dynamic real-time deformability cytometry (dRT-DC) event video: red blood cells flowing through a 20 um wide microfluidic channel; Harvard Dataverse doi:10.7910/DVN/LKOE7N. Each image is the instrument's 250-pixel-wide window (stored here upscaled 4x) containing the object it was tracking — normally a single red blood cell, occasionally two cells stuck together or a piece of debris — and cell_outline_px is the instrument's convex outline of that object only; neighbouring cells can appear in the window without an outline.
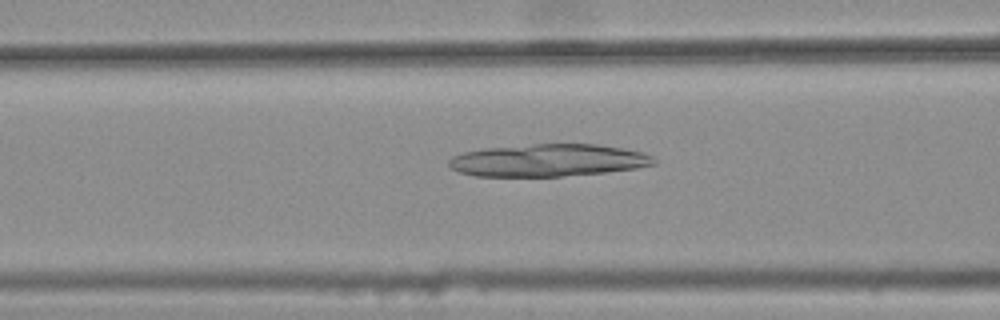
{"species": "common noctule bat (a hibernating species)", "species_latin": "Nyctalus noctula", "temperature_condition": "warm", "stored_images_in_passage": 46, "camera_frame_rate_fps": 3000, "um_per_image_px": 0.085, "animal": {"sex": "female", "body_mass_g": 25.1}, "frame": {"image": 1, "passage_image": 20, "time_ms": 6.333, "image_size_px": [1000, 320], "cell_outline_px": [[656, 164], [636, 168], [604, 172], [560, 176], [476, 176], [460, 172], [452, 168], [448, 164], [448, 160], [452, 156], [464, 152], [484, 148], [532, 144], [596, 144], [624, 148], [644, 152], [652, 156], [656, 160]], "centroid_in_image_um": [46.61, 13.62], "position_along_channel_um": 120.0, "area_um2": 38.67}}
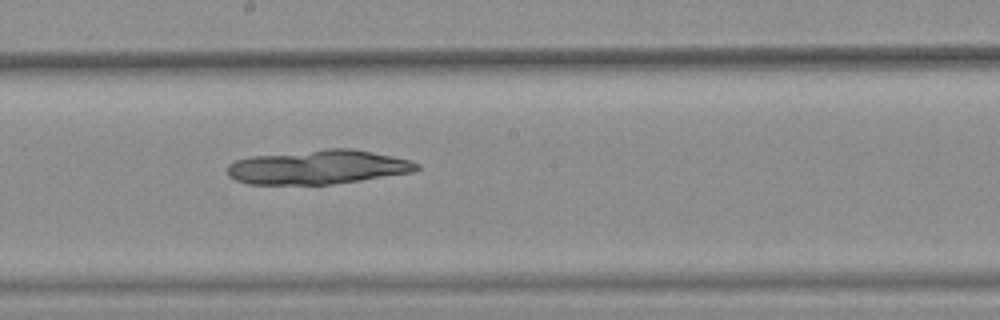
{"frame": {"image": 2, "passage_image": 28, "time_ms": 9.0, "image_size_px": [1000, 320], "cell_outline_px": [[420, 168], [412, 172], [360, 180], [332, 184], [248, 184], [236, 180], [228, 176], [228, 164], [236, 160], [252, 156], [324, 148], [352, 148], [392, 156], [408, 160], [420, 164]], "centroid_in_image_um": [27.02, 14.19], "position_along_channel_um": 221.2, "area_um2": 37.63}}
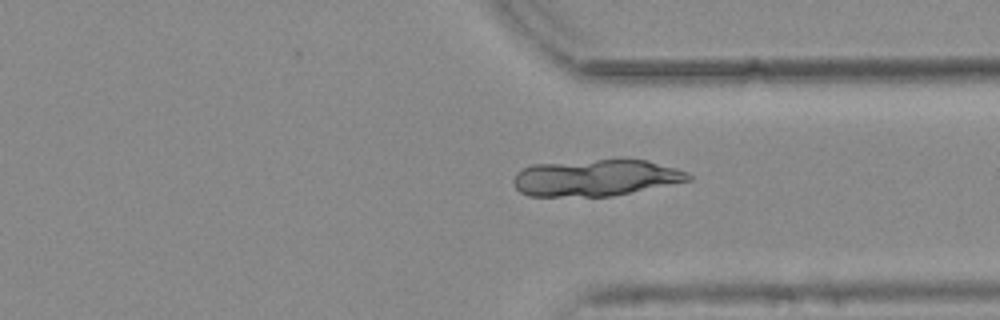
{"frame": {"image": 3, "passage_image": 39, "time_ms": 12.667, "image_size_px": [1000, 320], "cell_outline_px": [[692, 180], [612, 196], [528, 196], [520, 192], [516, 188], [512, 180], [516, 172], [532, 164], [596, 160], [648, 160], [676, 168], [688, 172], [692, 176]], "centroid_in_image_um": [50.63, 15.12], "position_along_channel_um": 360.8, "area_um2": 37.17}}